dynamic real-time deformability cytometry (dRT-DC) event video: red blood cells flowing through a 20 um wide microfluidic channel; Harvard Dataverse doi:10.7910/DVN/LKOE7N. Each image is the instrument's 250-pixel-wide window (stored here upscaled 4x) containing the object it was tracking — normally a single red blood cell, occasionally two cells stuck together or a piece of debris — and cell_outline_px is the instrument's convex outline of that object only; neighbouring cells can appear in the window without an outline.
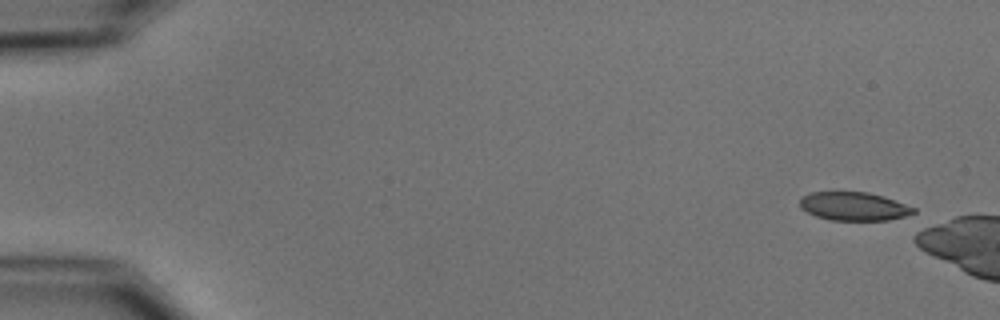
{"species": "common noctule bat (a hibernating species)", "species_latin": "Nyctalus noctula", "temperature_condition": "cold", "stored_images_in_passage": 3, "camera_frame_rate_fps": 3000, "um_per_image_px": 0.085, "animal": {"sex": "male", "body_mass_g": 15.6}, "frame": {"image": 1, "passage_image": 1, "time_ms": 0.0, "image_size_px": [1000, 320], "cell_outline_px": [[916, 212], [904, 216], [888, 220], [828, 220], [816, 216], [800, 208], [800, 196], [812, 192], [868, 192], [884, 196], [916, 208]], "centroid_in_image_um": [72.56, 17.53], "position_along_channel_um": 12.4, "area_um2": 18.9}}